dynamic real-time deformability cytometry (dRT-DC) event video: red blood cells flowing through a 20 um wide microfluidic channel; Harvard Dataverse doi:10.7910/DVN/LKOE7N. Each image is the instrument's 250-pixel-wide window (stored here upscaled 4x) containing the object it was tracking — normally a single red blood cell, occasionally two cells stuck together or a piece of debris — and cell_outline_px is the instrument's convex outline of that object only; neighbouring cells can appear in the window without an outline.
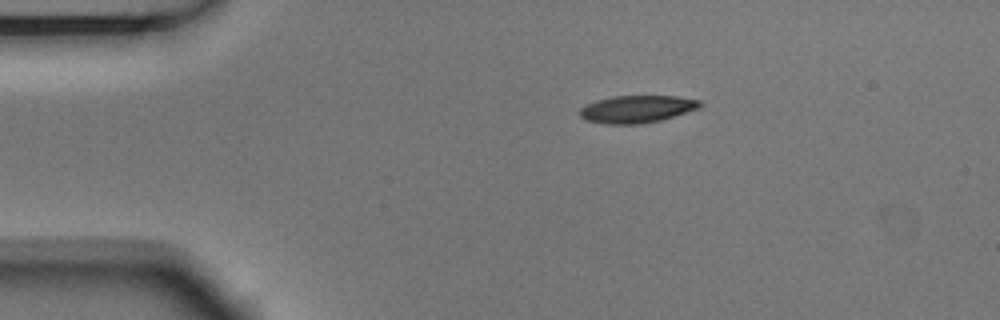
{"species": "Egyptian fruit bat (a non-hibernating species)", "species_latin": "Rousettus aegyptiacus", "temperature_condition": "room temperature", "stored_images_in_passage": 46, "camera_frame_rate_fps": 3000, "um_per_image_px": 0.085, "animal": {"sex": "male"}, "frame": {"image": 1, "passage_image": 1, "time_ms": 0.0, "image_size_px": [1000, 320], "cell_outline_px": [[704, 104], [700, 108], [660, 120], [640, 124], [608, 124], [584, 120], [580, 116], [580, 108], [596, 100], [612, 96], [676, 96], [700, 100]], "centroid_in_image_um": [54.15, 9.27], "position_along_channel_um": 30.9, "area_um2": 19.19}}
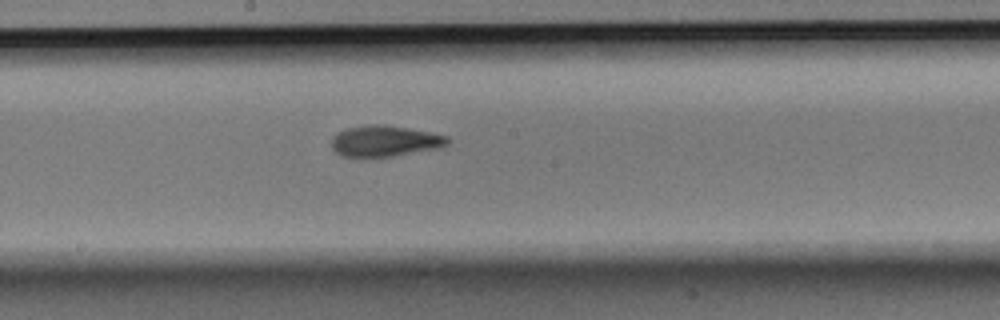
{"frame": {"image": 2, "passage_image": 20, "time_ms": 6.333, "image_size_px": [1000, 320], "cell_outline_px": [[448, 144], [440, 148], [392, 156], [340, 156], [332, 148], [332, 136], [336, 132], [348, 128], [372, 124], [384, 124], [428, 132], [448, 136]], "centroid_in_image_um": [32.69, 11.98], "position_along_channel_um": 215.5, "area_um2": 20.75}}
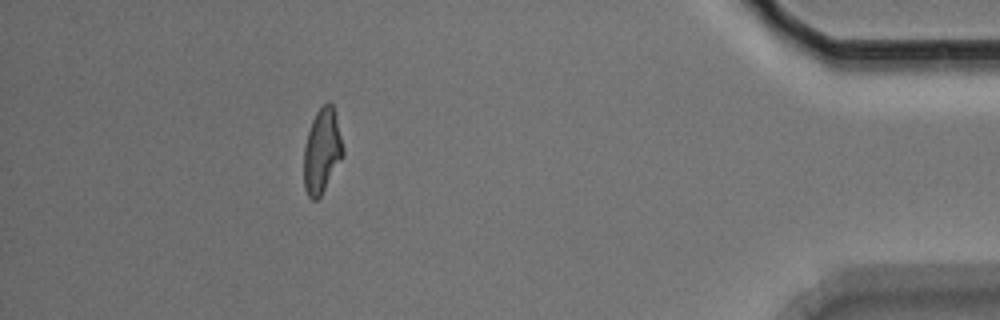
{"frame": {"image": 3, "passage_image": 40, "time_ms": 13.0, "image_size_px": [1000, 320], "cell_outline_px": [[344, 156], [320, 196], [316, 200], [312, 200], [308, 196], [304, 188], [304, 148], [308, 132], [312, 120], [316, 112], [328, 100], [332, 104], [344, 148]], "centroid_in_image_um": [27.37, 12.85], "position_along_channel_um": 407.8, "area_um2": 19.19}, "authors_computed_cell_mechanics": {"area_um2": 20.1433, "velocity_mm_per_s": 3.6622, "shape_relaxation_time_tau1_ms": 4.6259, "shape_relaxation_time_tau2_ms": 2.4343, "deformation_change_tau1": 0.1771, "deformation_change_tau2": 0.1021}}